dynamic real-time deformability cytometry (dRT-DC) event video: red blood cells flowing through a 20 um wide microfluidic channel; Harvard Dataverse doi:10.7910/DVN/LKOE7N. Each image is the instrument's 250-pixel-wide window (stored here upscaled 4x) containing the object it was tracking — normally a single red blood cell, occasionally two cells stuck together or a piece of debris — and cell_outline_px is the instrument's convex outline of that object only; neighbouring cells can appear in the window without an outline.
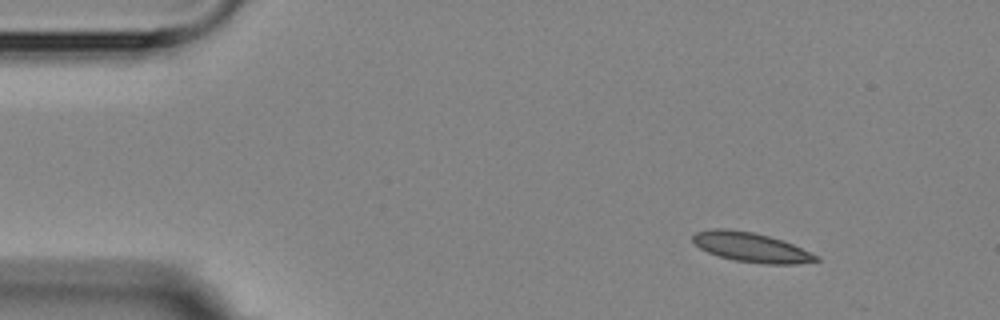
{"species": "Egyptian fruit bat (a non-hibernating species)", "species_latin": "Rousettus aegyptiacus", "temperature_condition": "room temperature", "stored_images_in_passage": 4, "camera_frame_rate_fps": 3000, "um_per_image_px": 0.085, "animal": {"sex": "female"}, "frame": {"image": 1, "passage_image": 1, "time_ms": 0.0, "image_size_px": [1000, 320], "cell_outline_px": [[820, 260], [796, 264], [764, 264], [736, 260], [720, 256], [708, 252], [700, 248], [692, 240], [692, 236], [696, 232], [716, 228], [728, 228], [752, 232], [784, 240], [820, 256]], "centroid_in_image_um": [63.88, 21.01], "position_along_channel_um": 21.1, "area_um2": 21.15}}